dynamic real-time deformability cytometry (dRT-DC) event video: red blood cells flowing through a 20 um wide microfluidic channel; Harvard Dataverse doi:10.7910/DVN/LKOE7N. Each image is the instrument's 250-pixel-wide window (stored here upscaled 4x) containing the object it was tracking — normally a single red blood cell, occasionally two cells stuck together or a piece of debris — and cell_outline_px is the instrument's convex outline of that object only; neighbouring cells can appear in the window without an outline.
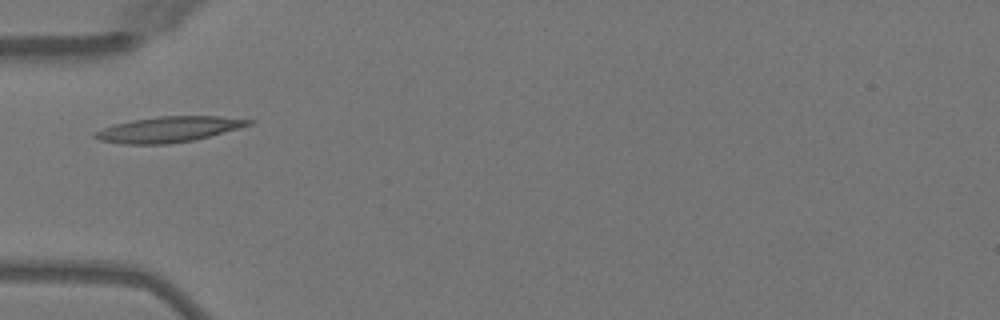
{"species": "Egyptian fruit bat (a non-hibernating species)", "species_latin": "Rousettus aegyptiacus", "temperature_condition": "warm", "stored_images_in_passage": 3, "camera_frame_rate_fps": 3000, "um_per_image_px": 0.085, "animal": {"sex": "female"}, "frame": {"image": 1, "passage_image": 3, "time_ms": 2.333, "image_size_px": [1000, 320], "cell_outline_px": [[256, 120], [252, 124], [208, 136], [192, 140], [168, 144], [124, 144], [100, 140], [92, 136], [92, 132], [116, 124], [132, 120], [160, 116], [220, 116]], "centroid_in_image_um": [14.32, 10.99], "position_along_channel_um": 70.7, "area_um2": 22.66}}